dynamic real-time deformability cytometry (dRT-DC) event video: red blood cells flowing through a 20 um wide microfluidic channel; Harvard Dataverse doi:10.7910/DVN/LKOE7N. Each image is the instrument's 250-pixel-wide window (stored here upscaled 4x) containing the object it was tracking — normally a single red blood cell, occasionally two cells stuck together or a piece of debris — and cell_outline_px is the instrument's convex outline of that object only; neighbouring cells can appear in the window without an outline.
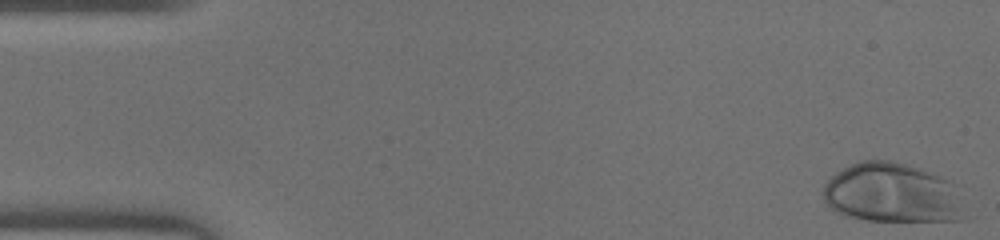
{"species": "human", "species_latin": "Homo sapiens", "temperature_condition": "warm", "stored_images_in_passage": 46, "camera_frame_rate_fps": 3000, "um_per_image_px": 0.085, "donor": {"sex": "male"}, "frame": {"image": 1, "passage_image": 1, "time_ms": 0.0, "image_size_px": [1000, 240], "cell_outline_px": [[964, 220], [868, 220], [848, 216], [836, 212], [828, 208], [820, 192], [824, 184], [836, 172], [860, 160], [888, 160], [920, 168], [940, 176], [948, 184]], "centroid_in_image_um": [75.63, 16.4], "position_along_channel_um": 9.4, "area_um2": 47.8}}
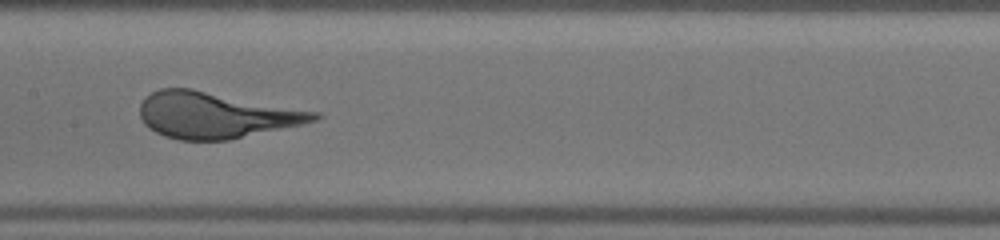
{"frame": {"image": 2, "passage_image": 23, "time_ms": 7.333, "image_size_px": [1000, 240], "cell_outline_px": [[324, 116], [316, 120], [304, 124], [228, 140], [180, 140], [164, 136], [148, 128], [144, 124], [140, 116], [140, 104], [152, 92], [160, 88], [192, 88], [320, 112]], "centroid_in_image_um": [18.36, 9.78], "position_along_channel_um": 189.0, "area_um2": 46.93}}
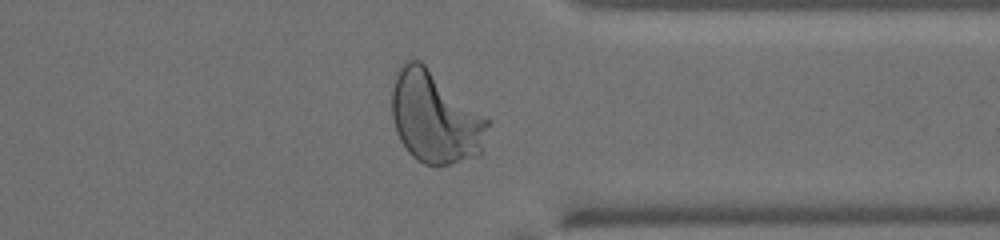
{"frame": {"image": 3, "passage_image": 36, "time_ms": 11.667, "image_size_px": [1000, 240], "cell_outline_px": [[492, 120], [480, 152], [472, 156], [448, 164], [424, 164], [416, 160], [408, 152], [400, 140], [396, 132], [392, 116], [392, 88], [396, 72], [400, 64], [408, 60], [420, 60]], "centroid_in_image_um": [36.97, 9.94], "position_along_channel_um": 374.4, "area_um2": 51.33}}